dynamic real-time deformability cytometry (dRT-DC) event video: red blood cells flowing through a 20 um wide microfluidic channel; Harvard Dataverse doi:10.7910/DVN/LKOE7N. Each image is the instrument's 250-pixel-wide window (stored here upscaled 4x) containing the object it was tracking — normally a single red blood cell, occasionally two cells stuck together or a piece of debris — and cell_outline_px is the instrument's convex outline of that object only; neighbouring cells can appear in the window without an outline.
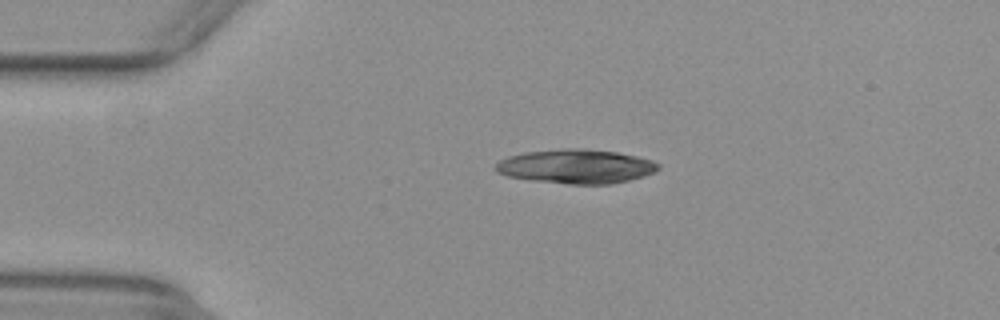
{"species": "common noctule bat (a hibernating species)", "species_latin": "Nyctalus noctula", "temperature_condition": "warm", "stored_images_in_passage": 12, "camera_frame_rate_fps": 3000, "um_per_image_px": 0.085, "animal": {"sex": "female", "body_mass_g": 29.2, "forearm_length_mm": 56.3}, "frame": {"image": 1, "passage_image": 4, "time_ms": 1.0, "image_size_px": [1000, 320], "cell_outline_px": [[660, 168], [656, 172], [644, 176], [612, 184], [568, 184], [532, 180], [508, 176], [496, 172], [496, 164], [500, 160], [508, 156], [524, 152], [560, 148], [584, 148], [616, 152], [636, 156], [652, 160], [660, 164]], "centroid_in_image_um": [48.99, 14.14], "position_along_channel_um": 36.0, "area_um2": 32.54}}